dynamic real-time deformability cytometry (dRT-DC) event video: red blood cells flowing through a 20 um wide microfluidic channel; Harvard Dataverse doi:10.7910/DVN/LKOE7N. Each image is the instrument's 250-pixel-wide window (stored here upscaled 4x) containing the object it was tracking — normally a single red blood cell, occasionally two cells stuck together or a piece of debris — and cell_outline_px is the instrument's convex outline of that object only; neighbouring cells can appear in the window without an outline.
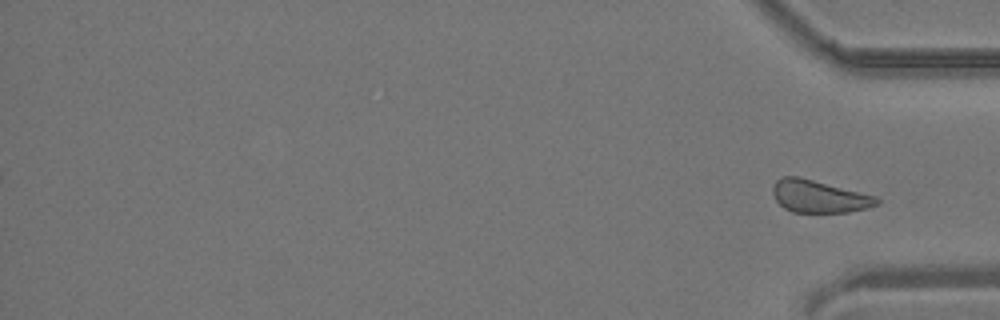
{"species": "common noctule bat (a hibernating species)", "species_latin": "Nyctalus noctula", "temperature_condition": "room temperature", "stored_images_in_passage": 31, "segment_of_instrument_passage": [2, 2], "camera_frame_rate_fps": 3000, "um_per_image_px": 0.085, "animal": {"sex": "male", "body_mass_g": 19.2, "forearm_length_mm": 51.8}, "frame": {"image": 1, "passage_image": 31, "time_ms": 10.0, "image_size_px": [1000, 320], "cell_outline_px": [[880, 204], [868, 208], [848, 212], [792, 212], [784, 208], [776, 200], [772, 192], [772, 188], [776, 180], [784, 176], [800, 176], [876, 196], [880, 200]], "centroid_in_image_um": [69.62, 16.69], "position_along_channel_um": 365.6, "area_um2": 19.77}}